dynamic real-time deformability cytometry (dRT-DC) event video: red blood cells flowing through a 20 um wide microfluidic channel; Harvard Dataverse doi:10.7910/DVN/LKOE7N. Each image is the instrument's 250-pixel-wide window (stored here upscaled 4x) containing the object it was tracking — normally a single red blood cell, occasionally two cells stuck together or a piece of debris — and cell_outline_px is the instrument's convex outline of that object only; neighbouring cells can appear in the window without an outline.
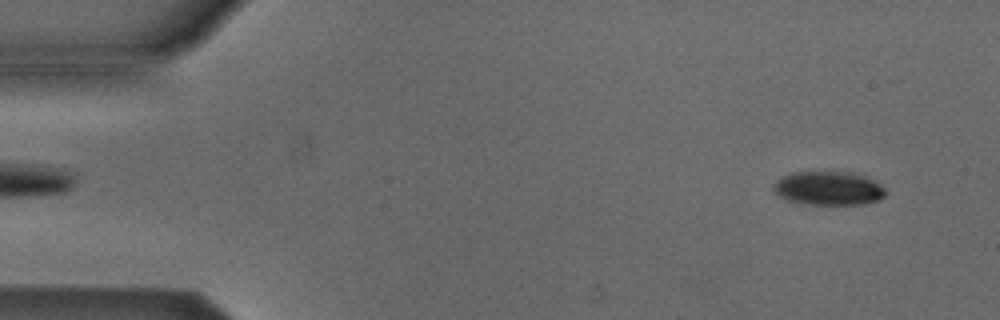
{"species": "Egyptian fruit bat (a non-hibernating species)", "species_latin": "Rousettus aegyptiacus", "temperature_condition": "cold", "stored_images_in_passage": 4, "camera_frame_rate_fps": 3000, "um_per_image_px": 0.085, "animal": {"sex": "male"}, "frame": {"image": 1, "passage_image": 1, "time_ms": 0.0, "image_size_px": [1000, 320], "cell_outline_px": [[884, 196], [880, 200], [864, 204], [808, 204], [788, 200], [772, 192], [772, 184], [776, 180], [792, 172], [852, 172], [864, 176], [880, 184], [884, 188]], "centroid_in_image_um": [70.39, 16.0], "position_along_channel_um": 14.6, "area_um2": 22.02}}
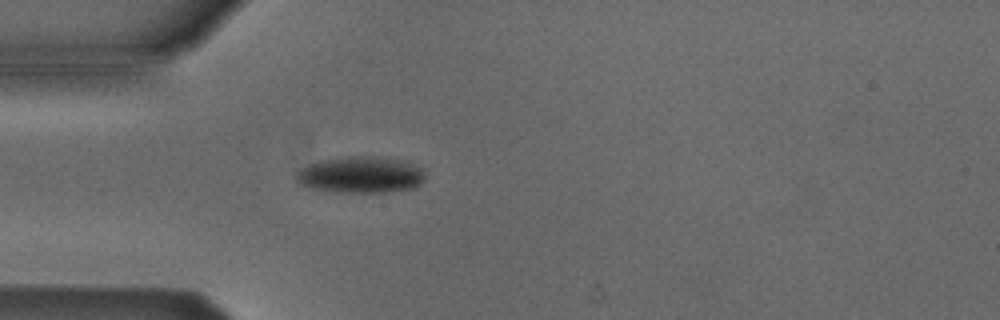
{"frame": {"image": 2, "passage_image": 4, "time_ms": 3.667, "image_size_px": [1000, 320], "cell_outline_px": [[424, 180], [412, 188], [384, 192], [332, 192], [312, 188], [300, 184], [296, 180], [296, 172], [300, 168], [308, 164], [320, 160], [348, 156], [372, 156], [400, 160], [420, 168], [424, 176]], "centroid_in_image_um": [30.58, 14.86], "position_along_channel_um": 54.4, "area_um2": 27.17}}